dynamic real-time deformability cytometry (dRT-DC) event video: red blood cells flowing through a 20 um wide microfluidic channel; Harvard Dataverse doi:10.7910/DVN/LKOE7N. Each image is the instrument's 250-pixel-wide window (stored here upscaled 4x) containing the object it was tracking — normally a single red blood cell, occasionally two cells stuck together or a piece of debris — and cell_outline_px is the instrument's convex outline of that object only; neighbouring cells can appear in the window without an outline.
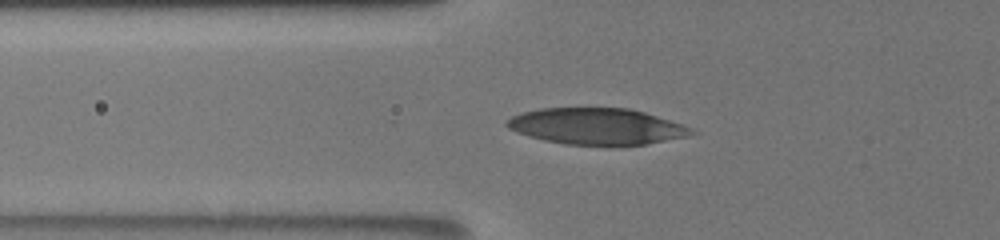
{"species": "human", "species_latin": "Homo sapiens", "temperature_condition": "room temperature", "stored_images_in_passage": 45, "camera_frame_rate_fps": 3000, "um_per_image_px": 0.085, "donor": {"sex": "male"}, "frame": {"image": 1, "passage_image": 12, "time_ms": 3.667, "image_size_px": [1000, 240], "cell_outline_px": [[696, 132], [688, 136], [644, 144], [564, 144], [544, 140], [516, 132], [508, 128], [504, 124], [512, 116], [524, 112], [540, 108], [628, 108], [644, 112], [692, 128]], "centroid_in_image_um": [50.68, 10.73], "position_along_channel_um": 75.1, "area_um2": 38.38}}
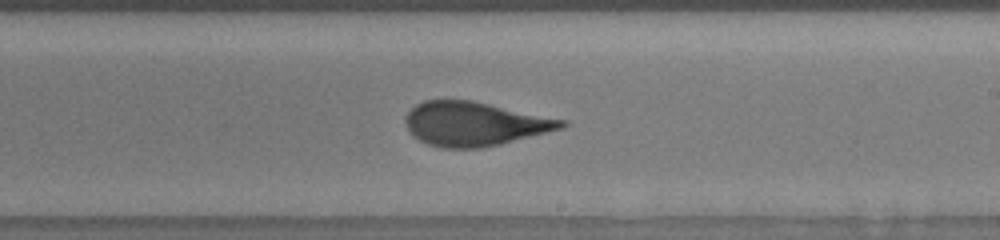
{"frame": {"image": 2, "passage_image": 26, "time_ms": 8.333, "image_size_px": [1000, 240], "cell_outline_px": [[568, 124], [564, 128], [500, 144], [480, 148], [444, 148], [428, 144], [412, 136], [404, 120], [408, 112], [416, 104], [424, 100], [472, 100], [568, 120]], "centroid_in_image_um": [40.36, 10.52], "position_along_channel_um": 248.6, "area_um2": 40.11}}
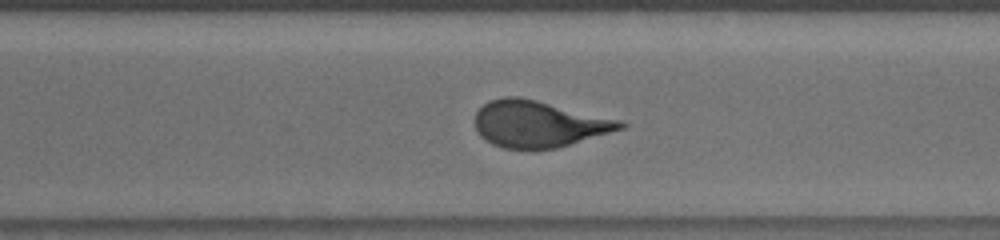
{"frame": {"image": 3, "passage_image": 32, "time_ms": 10.333, "image_size_px": [1000, 240], "cell_outline_px": [[628, 124], [624, 128], [556, 148], [504, 148], [492, 144], [484, 140], [476, 132], [472, 120], [476, 112], [488, 100], [504, 96], [516, 96], [536, 100], [624, 120]], "centroid_in_image_um": [45.75, 10.52], "position_along_channel_um": 324.9, "area_um2": 39.59}, "authors_computed_cell_mechanics": {"area_um2": 39.6508, "velocity_mm_per_s": 3.8186, "shape_relaxation_time_tau1_ms": 7.2397, "shape_relaxation_time_tau2_ms": 0.8103, "deformation_change_tau1": 0.2061, "deformation_change_tau2": 0.0746}}